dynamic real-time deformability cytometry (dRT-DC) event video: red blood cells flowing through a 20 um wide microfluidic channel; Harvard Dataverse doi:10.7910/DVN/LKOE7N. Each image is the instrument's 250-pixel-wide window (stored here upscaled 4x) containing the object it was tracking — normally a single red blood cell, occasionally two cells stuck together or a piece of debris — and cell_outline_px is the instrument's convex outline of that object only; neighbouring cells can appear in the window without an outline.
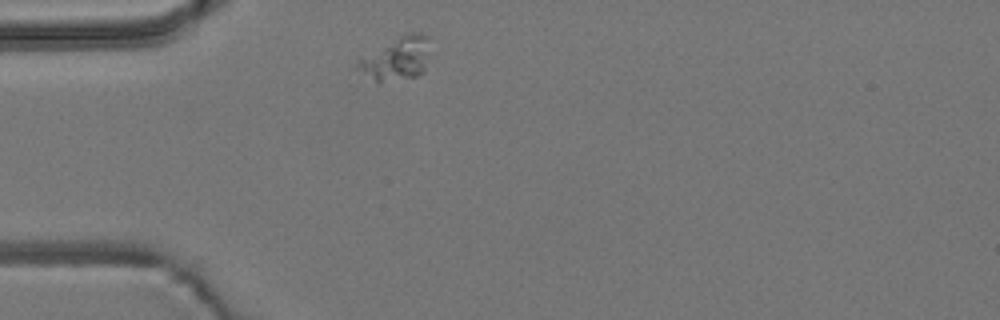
{"species": "common noctule bat (a hibernating species)", "species_latin": "Nyctalus noctula", "temperature_condition": "room temperature", "stored_images_in_passage": 1, "camera_frame_rate_fps": 3000, "um_per_image_px": 0.085, "animal": {"sex": "male", "body_mass_g": 19.2, "forearm_length_mm": 51.8}, "frame": {"image": 1, "passage_image": 1, "time_ms": 0.0, "image_size_px": [1000, 320], "cell_outline_px": [[432, 56], [424, 72], [416, 76], [380, 84], [376, 84], [348, 68], [348, 64], [360, 56], [404, 32], [424, 32], [432, 36]], "centroid_in_image_um": [33.63, 4.98], "position_along_channel_um": 51.4, "area_um2": 20.81}}